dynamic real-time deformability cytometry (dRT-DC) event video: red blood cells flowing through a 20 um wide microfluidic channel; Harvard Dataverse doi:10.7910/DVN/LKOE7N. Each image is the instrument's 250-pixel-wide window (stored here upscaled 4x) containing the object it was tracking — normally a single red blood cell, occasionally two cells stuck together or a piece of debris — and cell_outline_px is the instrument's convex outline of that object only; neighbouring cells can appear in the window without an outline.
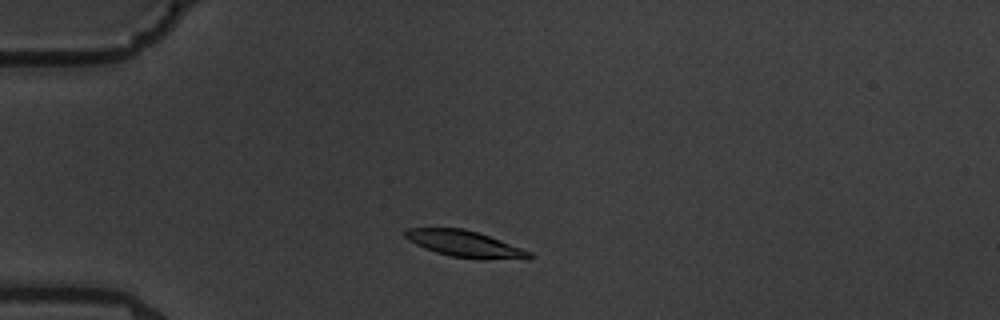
{"species": "common noctule bat (a hibernating species)", "species_latin": "Nyctalus noctula", "temperature_condition": "warm", "stored_images_in_passage": 5, "camera_frame_rate_fps": 3000, "um_per_image_px": 0.085, "animal": {"sex": "male", "body_mass_g": 19.5, "forearm_length_mm": 54.6}, "frame": {"image": 1, "passage_image": 2, "time_ms": 1.333, "image_size_px": [1000, 320], "cell_outline_px": [[532, 256], [528, 260], [480, 260], [452, 256], [436, 252], [424, 248], [408, 240], [404, 236], [404, 232], [408, 228], [464, 228], [500, 240], [532, 252]], "centroid_in_image_um": [39.57, 20.76], "position_along_channel_um": 45.4, "area_um2": 19.31}}
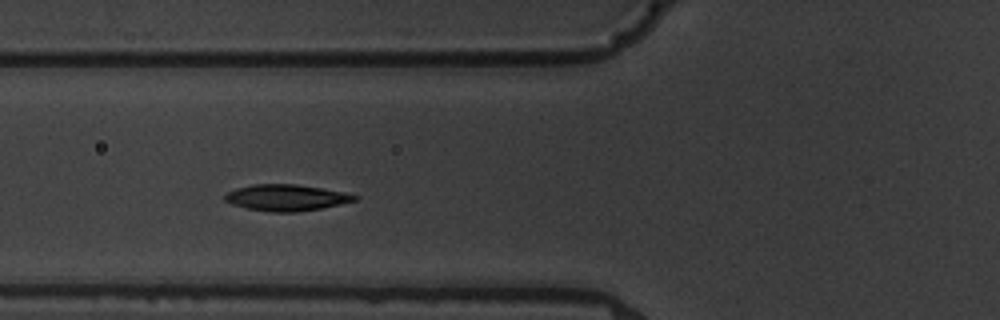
{"frame": {"image": 2, "passage_image": 4, "time_ms": 3.667, "image_size_px": [1000, 320], "cell_outline_px": [[360, 196], [356, 200], [340, 204], [320, 208], [296, 212], [272, 212], [248, 208], [232, 204], [224, 200], [224, 196], [228, 192], [236, 188], [252, 184], [296, 184], [344, 192]], "centroid_in_image_um": [24.33, 16.79], "position_along_channel_um": 101.5, "area_um2": 19.71}}
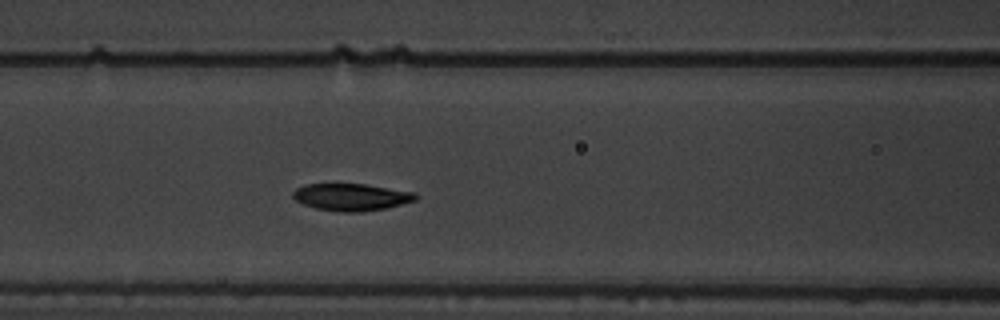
{"frame": {"image": 3, "passage_image": 5, "time_ms": 4.667, "image_size_px": [1000, 320], "cell_outline_px": [[420, 196], [416, 200], [384, 208], [360, 212], [340, 212], [316, 208], [304, 204], [296, 200], [292, 196], [292, 192], [296, 188], [304, 184], [364, 184], [416, 192]], "centroid_in_image_um": [29.86, 16.74], "position_along_channel_um": 136.7, "area_um2": 19.36}}